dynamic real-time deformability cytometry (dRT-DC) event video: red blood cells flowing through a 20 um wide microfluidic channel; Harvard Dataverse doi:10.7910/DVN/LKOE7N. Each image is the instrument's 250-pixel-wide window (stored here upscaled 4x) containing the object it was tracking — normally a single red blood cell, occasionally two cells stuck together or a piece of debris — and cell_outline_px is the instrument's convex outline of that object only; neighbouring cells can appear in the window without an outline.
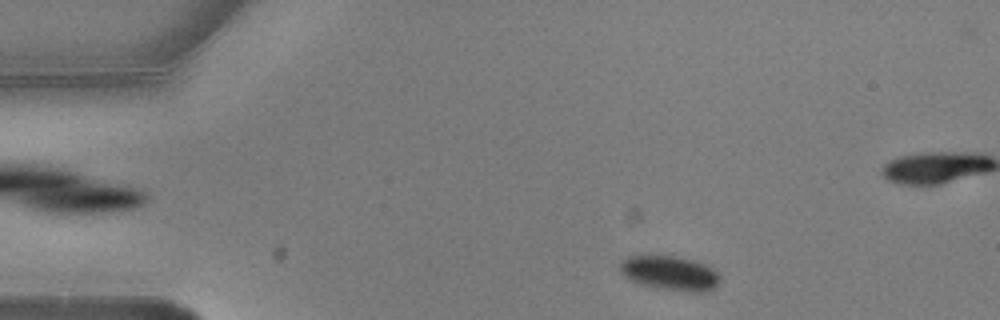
{"species": "common noctule bat (a hibernating species)", "species_latin": "Nyctalus noctula", "temperature_condition": "warm", "stored_images_in_passage": 5, "camera_frame_rate_fps": 3000, "um_per_image_px": 0.085, "animal": {"sex": "male", "body_mass_g": 20.5, "forearm_length_mm": 52.5}, "frame": {"image": 1, "passage_image": 5, "time_ms": 1.333, "image_size_px": [1000, 320], "cell_outline_px": [[720, 280], [716, 288], [704, 292], [688, 292], [656, 288], [640, 284], [628, 280], [620, 272], [620, 264], [628, 256], [676, 256], [692, 260], [704, 264], [712, 268], [720, 276]], "centroid_in_image_um": [56.95, 23.24], "position_along_channel_um": 28.0, "area_um2": 20.17}}